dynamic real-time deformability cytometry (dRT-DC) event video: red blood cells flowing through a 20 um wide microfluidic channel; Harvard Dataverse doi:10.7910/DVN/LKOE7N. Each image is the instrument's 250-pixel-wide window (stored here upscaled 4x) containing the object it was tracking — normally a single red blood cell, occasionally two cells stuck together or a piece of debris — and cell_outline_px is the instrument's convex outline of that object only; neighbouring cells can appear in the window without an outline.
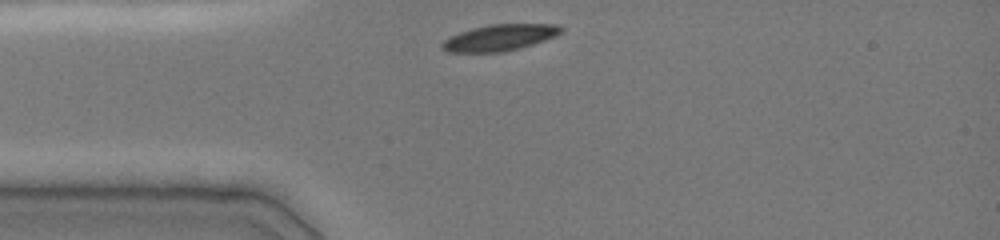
{"species": "common noctule bat (a hibernating species)", "species_latin": "Nyctalus noctula", "temperature_condition": "cold", "stored_images_in_passage": 22, "camera_frame_rate_fps": 3000, "um_per_image_px": 0.085, "animal": {"sex": "female", "body_mass_g": 19.0, "forearm_length_mm": 51.5}, "frame": {"image": 1, "passage_image": 1, "time_ms": 0.0, "image_size_px": [1000, 240], "cell_outline_px": [[564, 28], [556, 36], [520, 48], [504, 52], [448, 52], [440, 48], [440, 44], [444, 40], [460, 32], [472, 28], [488, 24], [560, 24]], "centroid_in_image_um": [42.47, 3.19], "position_along_channel_um": 42.5, "area_um2": 18.26}}
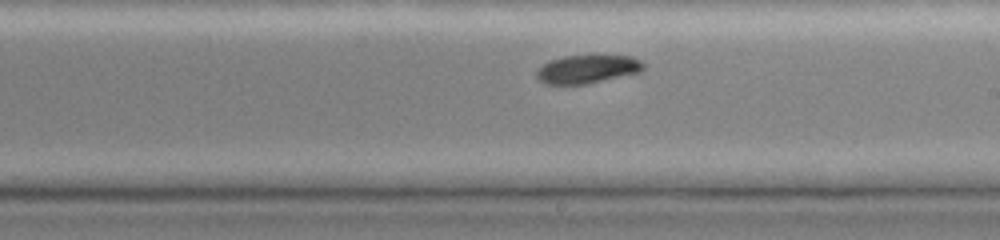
{"frame": {"image": 2, "passage_image": 17, "time_ms": 5.333, "image_size_px": [1000, 240], "cell_outline_px": [[644, 68], [640, 72], [588, 84], [544, 84], [536, 76], [536, 72], [544, 64], [552, 60], [564, 56], [632, 56], [640, 60], [644, 64]], "centroid_in_image_um": [49.95, 5.89], "position_along_channel_um": 239.1, "area_um2": 17.46}}
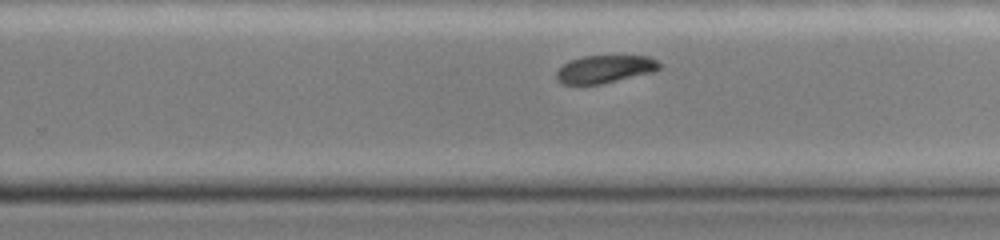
{"frame": {"image": 3, "passage_image": 20, "time_ms": 6.333, "image_size_px": [1000, 240], "cell_outline_px": [[660, 68], [652, 72], [600, 84], [560, 84], [556, 80], [556, 72], [564, 64], [572, 60], [584, 56], [648, 56], [656, 60], [660, 64]], "centroid_in_image_um": [51.39, 5.88], "position_along_channel_um": 278.4, "area_um2": 16.42}}